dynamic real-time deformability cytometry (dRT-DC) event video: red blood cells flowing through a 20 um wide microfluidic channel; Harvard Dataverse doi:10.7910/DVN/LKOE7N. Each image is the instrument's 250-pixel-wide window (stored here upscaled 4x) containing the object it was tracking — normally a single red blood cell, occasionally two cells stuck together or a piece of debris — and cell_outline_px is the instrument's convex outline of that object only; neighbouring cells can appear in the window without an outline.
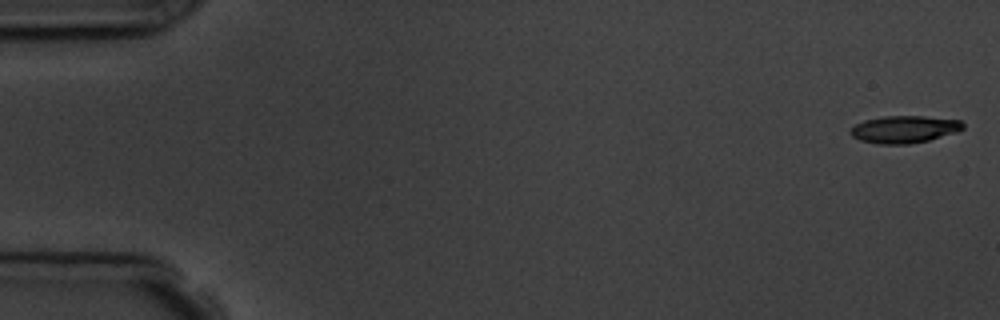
{"species": "common noctule bat (a hibernating species)", "species_latin": "Nyctalus noctula", "temperature_condition": "room temperature", "stored_images_in_passage": 5, "camera_frame_rate_fps": 3000, "um_per_image_px": 0.085, "animal": {"sex": "male", "body_mass_g": 19.5, "forearm_length_mm": 54.6}, "frame": {"image": 1, "passage_image": 1, "time_ms": 0.0, "image_size_px": [1000, 320], "cell_outline_px": [[964, 128], [956, 132], [928, 140], [908, 144], [880, 144], [860, 140], [852, 136], [848, 132], [856, 124], [864, 120], [884, 116], [924, 116], [960, 120], [964, 124]], "centroid_in_image_um": [76.85, 10.98], "position_along_channel_um": 8.1, "area_um2": 17.8}}